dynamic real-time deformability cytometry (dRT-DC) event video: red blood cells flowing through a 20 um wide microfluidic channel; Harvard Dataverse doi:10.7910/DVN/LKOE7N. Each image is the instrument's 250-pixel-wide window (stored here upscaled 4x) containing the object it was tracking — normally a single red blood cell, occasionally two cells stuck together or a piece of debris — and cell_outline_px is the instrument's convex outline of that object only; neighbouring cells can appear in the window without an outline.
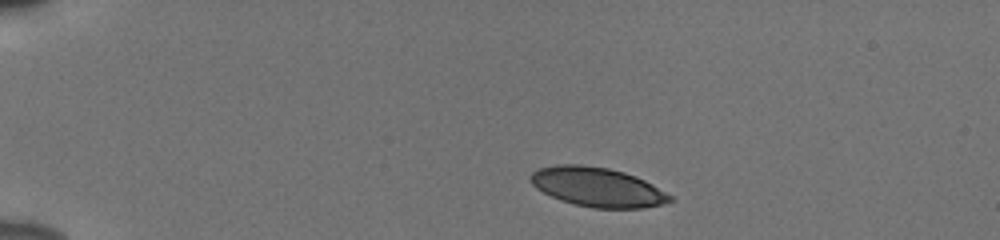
{"species": "human", "species_latin": "Homo sapiens", "temperature_condition": "cold", "stored_images_in_passage": 44, "camera_frame_rate_fps": 3000, "um_per_image_px": 0.085, "donor": {"sex": "male"}, "frame": {"image": 1, "passage_image": 1, "time_ms": 0.0, "image_size_px": [1000, 240], "cell_outline_px": [[676, 200], [664, 204], [644, 208], [592, 208], [560, 200], [536, 188], [532, 184], [528, 176], [532, 172], [540, 168], [556, 164], [580, 164], [608, 168], [624, 172], [636, 176], [652, 184], [672, 196]], "centroid_in_image_um": [50.8, 15.9], "position_along_channel_um": 34.2, "area_um2": 32.02}}
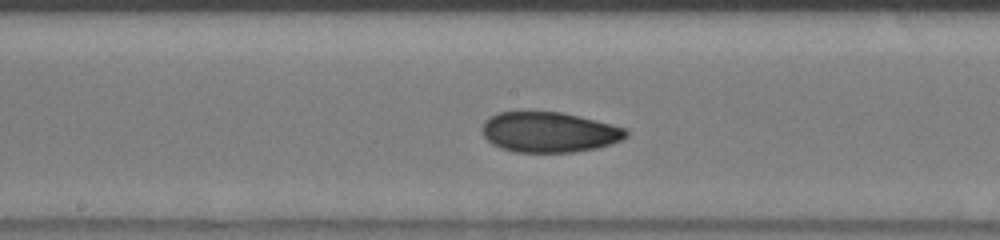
{"frame": {"image": 2, "passage_image": 20, "time_ms": 6.333, "image_size_px": [1000, 240], "cell_outline_px": [[628, 136], [620, 140], [596, 148], [572, 152], [516, 152], [500, 148], [492, 144], [484, 136], [484, 120], [500, 112], [560, 112], [580, 116], [628, 128]], "centroid_in_image_um": [46.71, 11.23], "position_along_channel_um": 201.5, "area_um2": 33.58}}
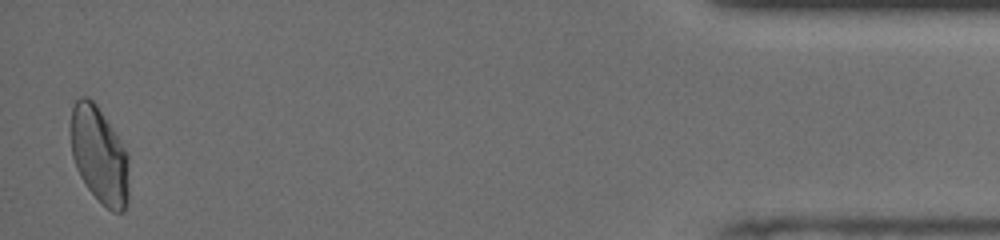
{"frame": {"image": 3, "passage_image": 43, "time_ms": 14.0, "image_size_px": [1000, 240], "cell_outline_px": [[128, 200], [124, 212], [112, 212], [88, 188], [80, 176], [76, 168], [72, 156], [72, 108], [76, 100], [80, 96], [88, 96], [96, 104], [116, 132], [128, 152]], "centroid_in_image_um": [8.47, 13.17], "position_along_channel_um": 426.7, "area_um2": 32.66}, "authors_computed_cell_mechanics": {"area_um2": 33.4084, "velocity_mm_per_s": 3.8521, "shape_relaxation_time_tau1_ms": 8.0215, "shape_relaxation_time_tau2_ms": 2.2928, "deformation_change_tau1": 0.1704, "deformation_change_tau2": 0.0714}}